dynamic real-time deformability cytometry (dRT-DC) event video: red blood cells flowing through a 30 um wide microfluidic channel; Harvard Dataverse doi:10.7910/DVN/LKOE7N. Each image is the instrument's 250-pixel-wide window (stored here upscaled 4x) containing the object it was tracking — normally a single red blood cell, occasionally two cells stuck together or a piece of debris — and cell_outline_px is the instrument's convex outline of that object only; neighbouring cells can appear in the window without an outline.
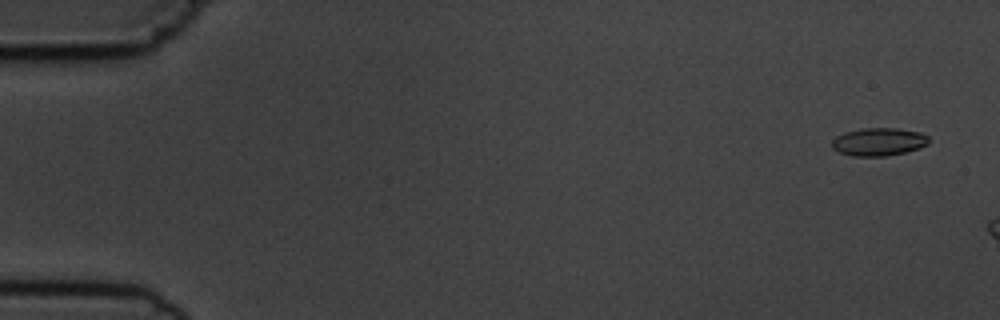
{"species": "common noctule bat (a hibernating species)", "species_latin": "Nyctalus noctula", "temperature_condition": "cold", "stored_images_in_passage": 5, "camera_frame_rate_fps": 3000, "um_per_image_px": 0.085, "animal": {"sex": "male", "body_mass_g": 19.5, "forearm_length_mm": 54.6}, "frame": {"image": 1, "passage_image": 1, "time_ms": 0.0, "image_size_px": [1000, 320], "cell_outline_px": [[928, 144], [920, 148], [904, 152], [884, 156], [852, 156], [840, 152], [832, 148], [832, 140], [836, 136], [844, 132], [860, 128], [896, 128], [920, 132], [928, 136]], "centroid_in_image_um": [74.67, 12.04], "position_along_channel_um": 10.3, "area_um2": 15.78}}